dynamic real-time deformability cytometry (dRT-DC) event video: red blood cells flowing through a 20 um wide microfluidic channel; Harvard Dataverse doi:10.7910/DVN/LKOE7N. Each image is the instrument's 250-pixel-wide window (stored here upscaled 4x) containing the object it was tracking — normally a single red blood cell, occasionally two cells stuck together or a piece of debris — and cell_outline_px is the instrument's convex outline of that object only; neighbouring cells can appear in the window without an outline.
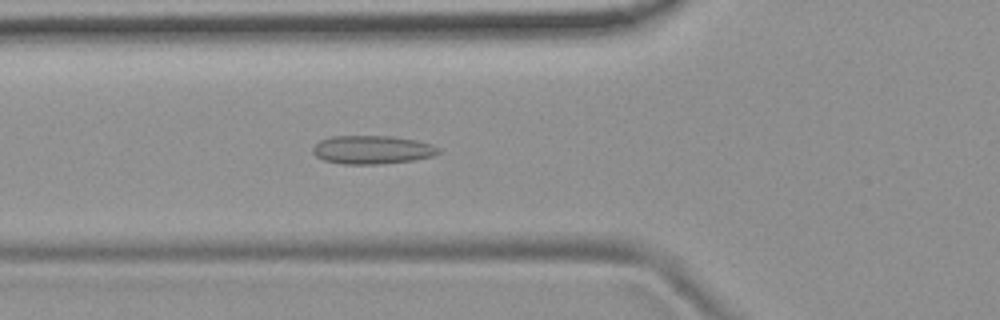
{"species": "common noctule bat (a hibernating species)", "species_latin": "Nyctalus noctula", "temperature_condition": "room temperature", "stored_images_in_passage": 53, "camera_frame_rate_fps": 3000, "um_per_image_px": 0.085, "animal": {"sex": "female", "body_mass_g": 19.9}, "frame": {"image": 1, "passage_image": 19, "time_ms": 6.0, "image_size_px": [1000, 320], "cell_outline_px": [[440, 152], [432, 156], [412, 160], [380, 164], [344, 164], [324, 160], [316, 156], [312, 152], [312, 148], [320, 140], [332, 136], [392, 136], [416, 140], [432, 144], [440, 148]], "centroid_in_image_um": [31.64, 12.72], "position_along_channel_um": 94.2, "area_um2": 20.81}}
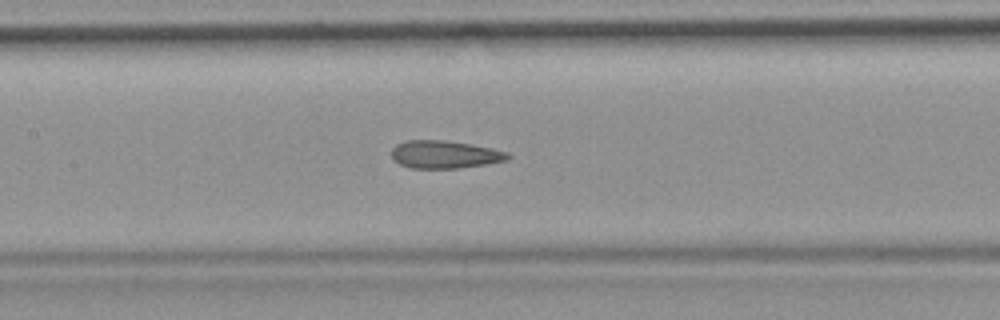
{"frame": {"image": 2, "passage_image": 25, "time_ms": 8.0, "image_size_px": [1000, 320], "cell_outline_px": [[512, 156], [508, 160], [488, 164], [456, 168], [412, 168], [400, 164], [392, 160], [392, 148], [396, 144], [408, 140], [444, 140], [472, 144], [492, 148], [508, 152]], "centroid_in_image_um": [37.82, 13.13], "position_along_channel_um": 169.6, "area_um2": 18.96}}
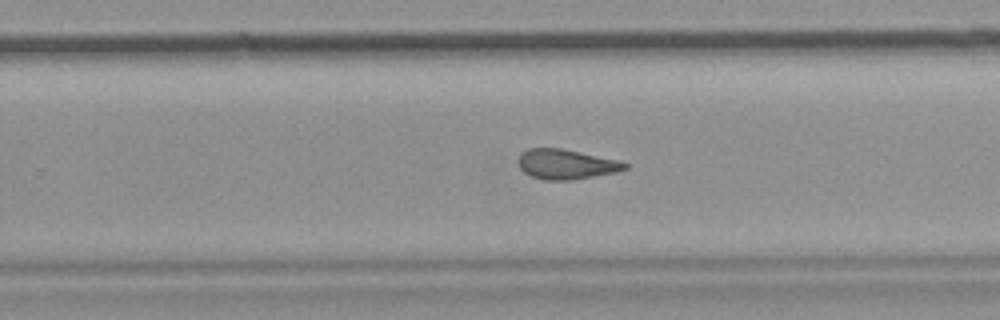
{"frame": {"image": 3, "passage_image": 34, "time_ms": 11.0, "image_size_px": [1000, 320], "cell_outline_px": [[628, 168], [616, 172], [572, 180], [544, 180], [532, 176], [524, 172], [520, 168], [520, 152], [528, 148], [560, 148], [620, 160], [628, 164]], "centroid_in_image_um": [48.14, 13.96], "position_along_channel_um": 281.7, "area_um2": 18.5}, "authors_computed_cell_mechanics": {"area_um2": 20.0566, "velocity_mm_per_s": 3.7629, "shape_relaxation_time_tau1_ms": null, "shape_relaxation_time_tau2_ms": 2.8136, "deformation_change_tau1": null, "deformation_change_tau2": 0.1131}}